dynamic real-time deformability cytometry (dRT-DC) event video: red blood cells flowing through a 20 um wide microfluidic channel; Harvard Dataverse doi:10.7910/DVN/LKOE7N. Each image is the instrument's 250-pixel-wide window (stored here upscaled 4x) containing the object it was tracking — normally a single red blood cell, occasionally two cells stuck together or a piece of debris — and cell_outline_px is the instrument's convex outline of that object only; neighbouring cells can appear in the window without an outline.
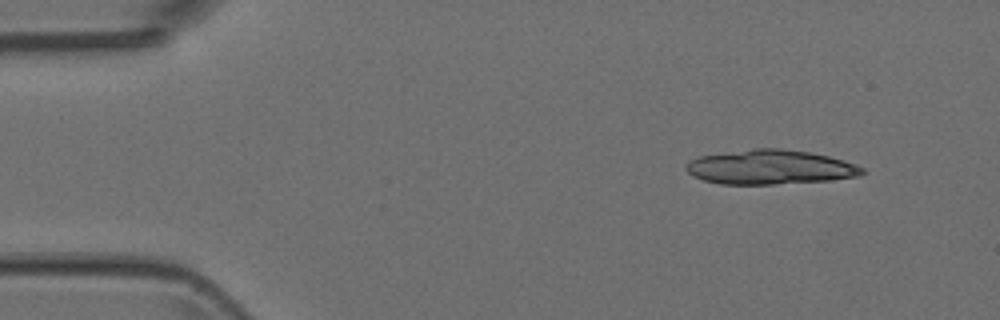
{"species": "Egyptian fruit bat (a non-hibernating species)", "species_latin": "Rousettus aegyptiacus", "temperature_condition": "room temperature", "stored_images_in_passage": 4, "segment_of_instrument_passage": [1, 2], "camera_frame_rate_fps": 3000, "um_per_image_px": 0.085, "animal": {"sex": "female"}, "frame": {"image": 1, "passage_image": 1, "time_ms": 0.0, "image_size_px": [1000, 320], "cell_outline_px": [[864, 172], [860, 176], [832, 180], [772, 184], [720, 184], [704, 180], [692, 176], [684, 168], [692, 160], [700, 156], [752, 148], [780, 148], [808, 152], [828, 156], [844, 160], [856, 164], [864, 168]], "centroid_in_image_um": [65.49, 14.21], "position_along_channel_um": 19.5, "area_um2": 35.32}}